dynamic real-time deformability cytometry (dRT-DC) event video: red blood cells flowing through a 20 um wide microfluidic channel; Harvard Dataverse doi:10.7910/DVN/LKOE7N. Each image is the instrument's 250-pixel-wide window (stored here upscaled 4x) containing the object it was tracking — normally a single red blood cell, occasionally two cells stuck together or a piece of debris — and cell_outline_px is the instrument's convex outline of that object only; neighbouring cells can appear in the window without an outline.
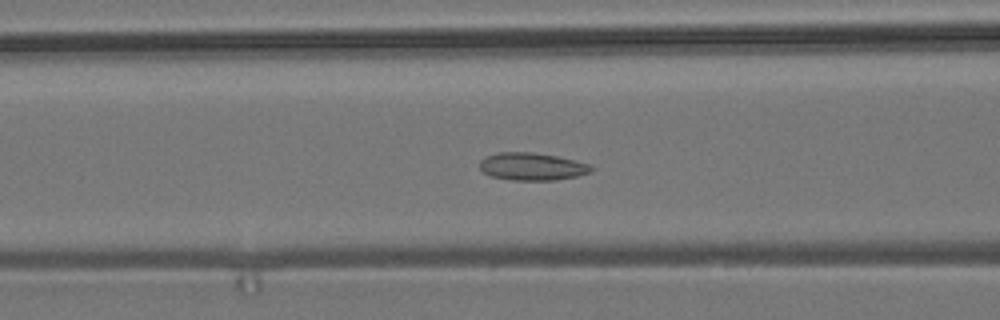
{"species": "common noctule bat (a hibernating species)", "species_latin": "Nyctalus noctula", "temperature_condition": "room temperature", "stored_images_in_passage": 55, "camera_frame_rate_fps": 3000, "um_per_image_px": 0.085, "animal": {"sex": "male", "body_mass_g": 19.2, "forearm_length_mm": 51.8}, "frame": {"image": 1, "passage_image": 22, "time_ms": 7.0, "image_size_px": [1000, 320], "cell_outline_px": [[592, 172], [576, 176], [556, 180], [512, 180], [492, 176], [484, 172], [480, 168], [480, 160], [484, 156], [496, 152], [532, 152], [556, 156], [576, 160], [588, 164], [592, 168]], "centroid_in_image_um": [45.2, 14.14], "position_along_channel_um": 121.4, "area_um2": 17.92}}
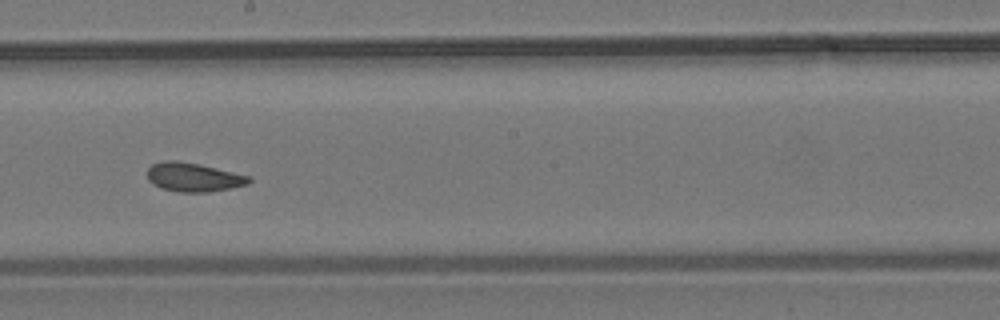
{"frame": {"image": 2, "passage_image": 31, "time_ms": 10.0, "image_size_px": [1000, 320], "cell_outline_px": [[252, 180], [248, 184], [208, 192], [180, 192], [160, 188], [152, 184], [148, 180], [148, 168], [152, 164], [164, 160], [176, 160], [200, 164], [252, 176]], "centroid_in_image_um": [16.44, 15.05], "position_along_channel_um": 231.8, "area_um2": 17.22}}
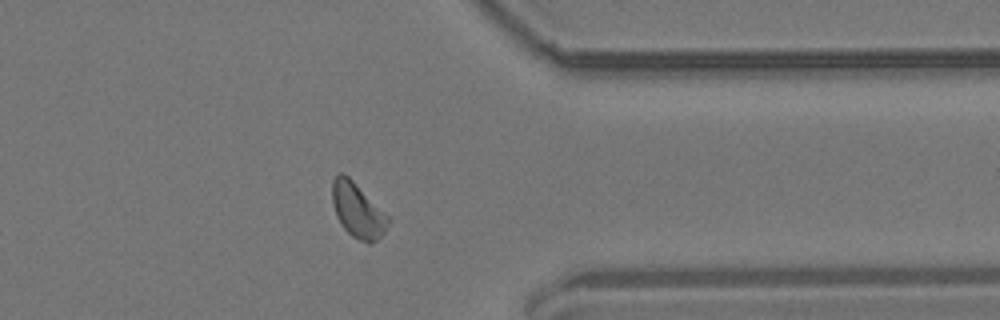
{"frame": {"image": 3, "passage_image": 44, "time_ms": 14.333, "image_size_px": [1000, 320], "cell_outline_px": [[392, 220], [384, 232], [376, 240], [368, 244], [352, 236], [344, 228], [336, 216], [332, 204], [332, 180], [340, 172], [344, 172]], "centroid_in_image_um": [30.39, 17.88], "position_along_channel_um": 381.0, "area_um2": 17.63}, "authors_computed_cell_mechanics": {"area_um2": 17.629, "velocity_mm_per_s": 3.6842, "shape_relaxation_time_tau1_ms": null, "shape_relaxation_time_tau2_ms": 2.039, "deformation_change_tau1": null, "deformation_change_tau2": 0.085}}